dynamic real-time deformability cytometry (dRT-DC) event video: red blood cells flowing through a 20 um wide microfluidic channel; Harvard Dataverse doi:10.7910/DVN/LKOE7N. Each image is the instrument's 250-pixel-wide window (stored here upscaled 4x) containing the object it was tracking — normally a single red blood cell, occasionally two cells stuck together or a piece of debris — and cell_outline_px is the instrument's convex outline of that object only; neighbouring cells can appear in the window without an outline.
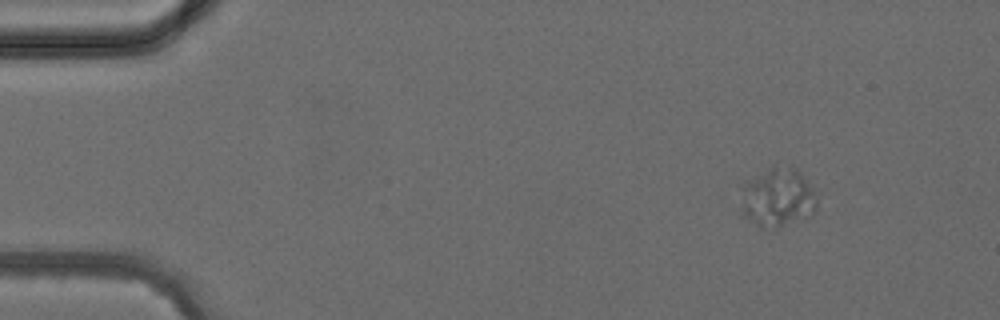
{"species": "common noctule bat (a hibernating species)", "species_latin": "Nyctalus noctula", "temperature_condition": "cold", "stored_images_in_passage": 3, "camera_frame_rate_fps": 3000, "um_per_image_px": 0.085, "animal": {"sex": "female", "body_mass_g": 24.6, "forearm_length_mm": 56.2}, "frame": {"image": 1, "passage_image": 1, "time_ms": 0.0, "image_size_px": [1000, 320], "cell_outline_px": [[816, 208], [812, 212], [780, 224], [764, 228], [760, 228], [744, 216], [740, 212], [740, 184], [772, 164], [776, 164], [796, 168], [800, 172], [812, 188], [816, 200]], "centroid_in_image_um": [65.97, 16.69], "position_along_channel_um": 19.0, "area_um2": 25.95}}
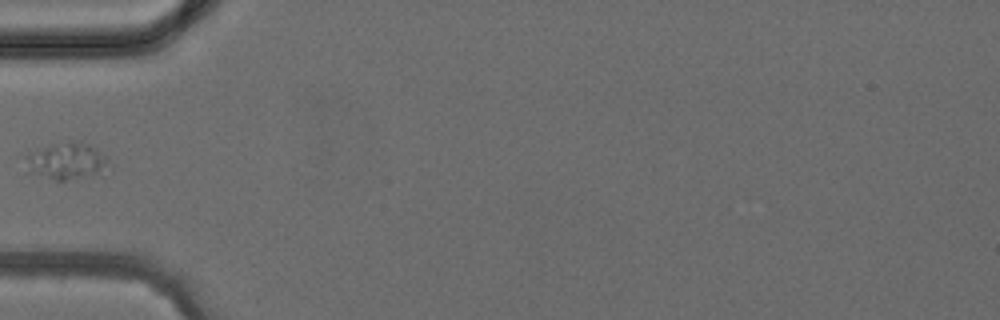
{"frame": {"image": 2, "passage_image": 3, "time_ms": 3.333, "image_size_px": [1000, 320], "cell_outline_px": [[112, 168], [64, 180], [56, 180], [28, 172], [24, 156], [24, 152], [48, 144], [72, 140], [80, 140], [92, 144], [108, 156]], "centroid_in_image_um": [5.63, 13.6], "position_along_channel_um": 79.4, "area_um2": 18.38}}